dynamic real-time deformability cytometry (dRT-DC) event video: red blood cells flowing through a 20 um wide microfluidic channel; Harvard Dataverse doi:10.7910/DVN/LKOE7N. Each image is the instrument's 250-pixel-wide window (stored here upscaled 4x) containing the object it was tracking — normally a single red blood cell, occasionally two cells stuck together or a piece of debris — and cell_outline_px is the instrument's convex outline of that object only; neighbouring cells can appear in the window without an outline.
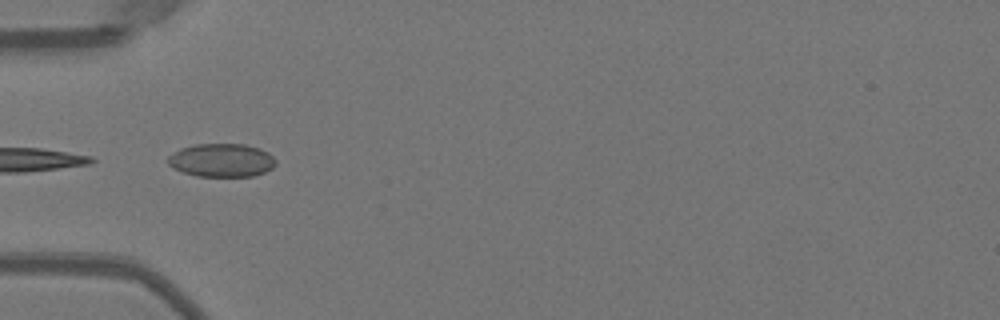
{"species": "Egyptian fruit bat (a non-hibernating species)", "species_latin": "Rousettus aegyptiacus", "temperature_condition": "warm", "stored_images_in_passage": 15, "camera_frame_rate_fps": 3000, "um_per_image_px": 0.085, "animal": {"sex": "female"}, "frame": {"image": 1, "passage_image": 13, "time_ms": 4.0, "image_size_px": [1000, 320], "cell_outline_px": [[276, 164], [272, 168], [264, 172], [252, 176], [196, 176], [172, 168], [168, 164], [168, 156], [180, 148], [196, 144], [244, 144], [260, 148], [268, 152], [276, 160]], "centroid_in_image_um": [18.84, 13.61], "position_along_channel_um": 66.2, "area_um2": 20.98}}